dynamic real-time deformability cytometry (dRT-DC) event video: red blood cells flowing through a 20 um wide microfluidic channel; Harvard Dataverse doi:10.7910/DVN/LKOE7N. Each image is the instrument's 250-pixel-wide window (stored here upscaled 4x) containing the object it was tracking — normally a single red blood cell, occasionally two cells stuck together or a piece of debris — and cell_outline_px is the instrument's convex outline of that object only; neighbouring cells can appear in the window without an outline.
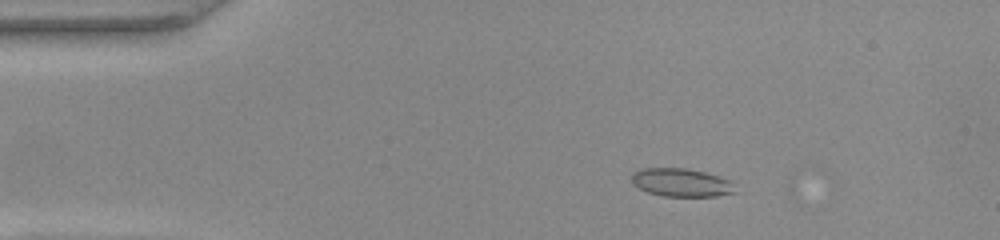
{"species": "common noctule bat (a hibernating species)", "species_latin": "Nyctalus noctula", "temperature_condition": "warm", "stored_images_in_passage": 47, "camera_frame_rate_fps": 3000, "um_per_image_px": 0.085, "animal": {"sex": "female", "body_mass_g": 22.0, "forearm_length_mm": 56.7}, "frame": {"image": 1, "passage_image": 8, "time_ms": 2.333, "image_size_px": [1000, 240], "cell_outline_px": [[736, 192], [716, 196], [660, 196], [648, 192], [632, 184], [632, 172], [644, 168], [684, 168], [704, 172], [728, 180]], "centroid_in_image_um": [57.84, 15.52], "position_along_channel_um": 27.2, "area_um2": 16.76}}
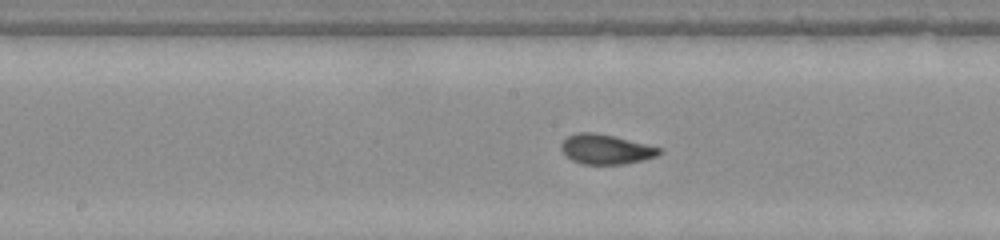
{"frame": {"image": 2, "passage_image": 25, "time_ms": 8.0, "image_size_px": [1000, 240], "cell_outline_px": [[664, 152], [656, 156], [644, 160], [624, 164], [580, 164], [572, 160], [560, 148], [560, 144], [568, 136], [580, 132], [592, 132], [612, 136], [660, 148]], "centroid_in_image_um": [51.49, 12.7], "position_along_channel_um": 196.7, "area_um2": 16.76}}
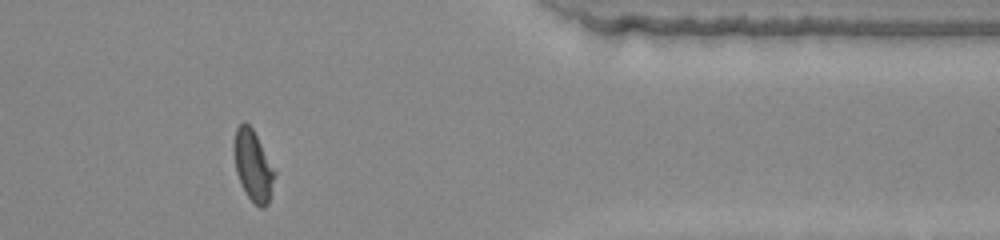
{"frame": {"image": 3, "passage_image": 41, "time_ms": 13.333, "image_size_px": [1000, 240], "cell_outline_px": [[276, 172], [268, 204], [264, 208], [260, 208], [248, 196], [236, 172], [232, 148], [232, 144], [236, 128], [244, 120], [252, 128]], "centroid_in_image_um": [21.49, 14.05], "position_along_channel_um": 389.9, "area_um2": 16.65}}